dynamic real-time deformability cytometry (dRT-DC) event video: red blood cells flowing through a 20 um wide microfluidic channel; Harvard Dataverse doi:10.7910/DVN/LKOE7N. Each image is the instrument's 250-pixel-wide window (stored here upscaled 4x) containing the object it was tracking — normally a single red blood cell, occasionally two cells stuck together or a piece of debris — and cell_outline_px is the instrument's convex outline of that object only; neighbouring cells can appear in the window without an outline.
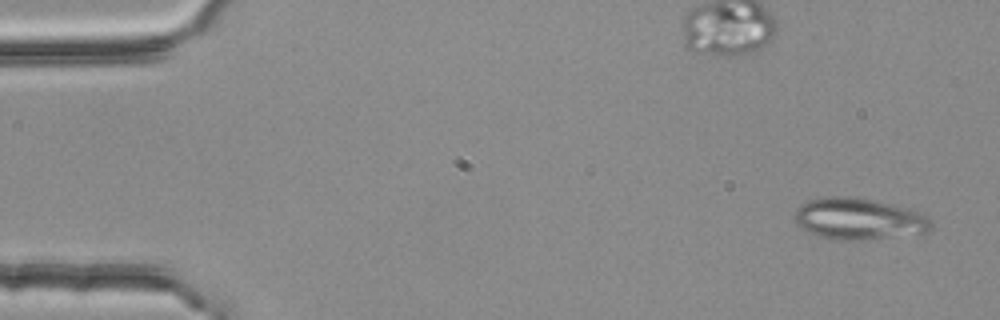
{"species": "common noctule bat (a hibernating species)", "species_latin": "Nyctalus noctula", "temperature_condition": "room temperature", "stored_images_in_passage": 5, "camera_frame_rate_fps": 3000, "um_per_image_px": 0.085, "animal": {"sex": "female", "body_mass_g": 25.1}, "frame": {"image": 1, "passage_image": 1, "time_ms": 0.0, "image_size_px": [1000, 320], "cell_outline_px": [[932, 228], [928, 232], [864, 240], [836, 240], [820, 236], [796, 224], [796, 208], [800, 204], [808, 200], [828, 196], [844, 196], [872, 200], [908, 208], [924, 216], [932, 224]], "centroid_in_image_um": [72.97, 18.6], "position_along_channel_um": 12.0, "area_um2": 32.48}}